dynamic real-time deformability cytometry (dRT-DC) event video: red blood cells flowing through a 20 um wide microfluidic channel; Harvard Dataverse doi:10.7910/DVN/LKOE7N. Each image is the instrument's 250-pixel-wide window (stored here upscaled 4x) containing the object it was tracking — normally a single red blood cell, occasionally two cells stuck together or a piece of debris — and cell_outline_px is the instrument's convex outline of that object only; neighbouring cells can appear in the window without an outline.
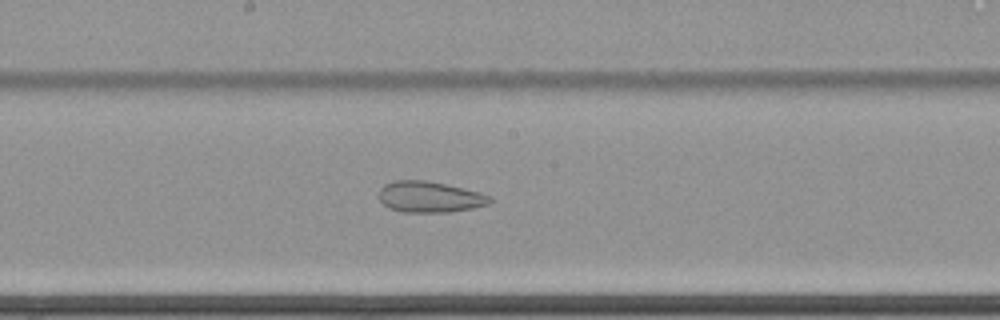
{"species": "common noctule bat (a hibernating species)", "species_latin": "Nyctalus noctula", "temperature_condition": "cold", "stored_images_in_passage": 64, "camera_frame_rate_fps": 3000, "um_per_image_px": 0.085, "animal": {"sex": "female", "body_mass_g": 22.7, "forearm_length_mm": 54.2}, "frame": {"image": 1, "passage_image": 37, "time_ms": 12.0, "image_size_px": [1000, 320], "cell_outline_px": [[492, 204], [472, 208], [448, 212], [400, 212], [388, 208], [380, 200], [380, 188], [384, 184], [396, 180], [424, 180], [464, 188], [480, 192], [492, 196]], "centroid_in_image_um": [36.55, 16.74], "position_along_channel_um": 211.7, "area_um2": 20.17}}
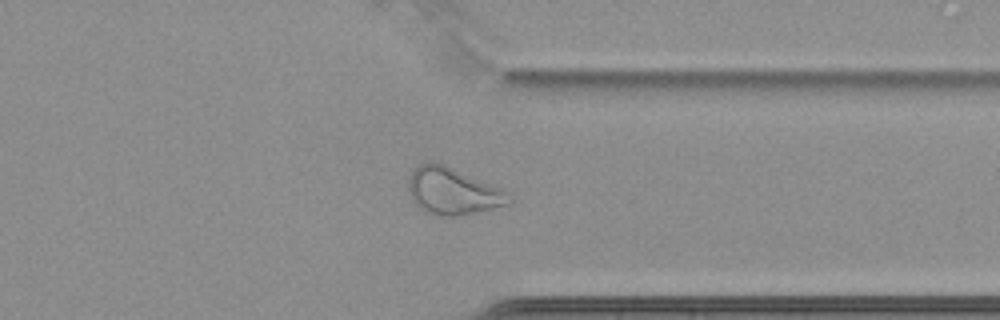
{"frame": {"image": 2, "passage_image": 51, "time_ms": 16.667, "image_size_px": [1000, 320], "cell_outline_px": [[512, 200], [508, 204], [492, 208], [456, 216], [432, 216], [424, 212], [412, 200], [408, 188], [408, 180], [412, 172], [420, 164], [432, 160], [444, 164], [500, 188], [508, 192], [512, 196]], "centroid_in_image_um": [38.45, 16.25], "position_along_channel_um": 373.0, "area_um2": 27.4}}
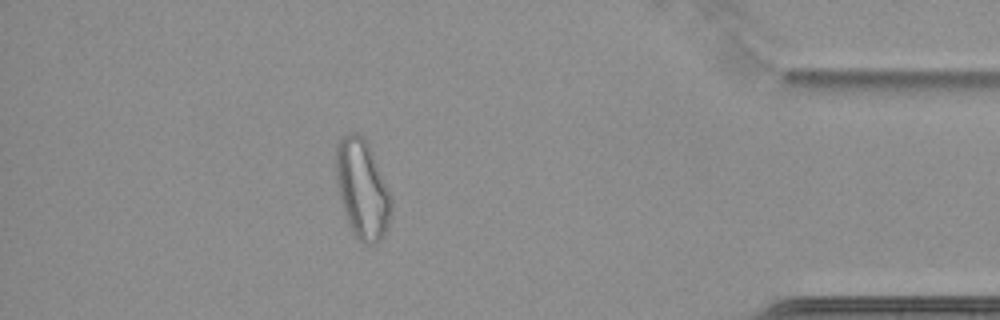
{"frame": {"image": 3, "passage_image": 57, "time_ms": 18.667, "image_size_px": [1000, 320], "cell_outline_px": [[392, 208], [388, 228], [376, 244], [364, 244], [352, 232], [348, 224], [340, 200], [336, 184], [336, 144], [344, 132], [356, 132], [364, 136], [372, 152], [392, 200]], "centroid_in_image_um": [30.76, 16.05], "position_along_channel_um": 404.4, "area_um2": 32.02}}